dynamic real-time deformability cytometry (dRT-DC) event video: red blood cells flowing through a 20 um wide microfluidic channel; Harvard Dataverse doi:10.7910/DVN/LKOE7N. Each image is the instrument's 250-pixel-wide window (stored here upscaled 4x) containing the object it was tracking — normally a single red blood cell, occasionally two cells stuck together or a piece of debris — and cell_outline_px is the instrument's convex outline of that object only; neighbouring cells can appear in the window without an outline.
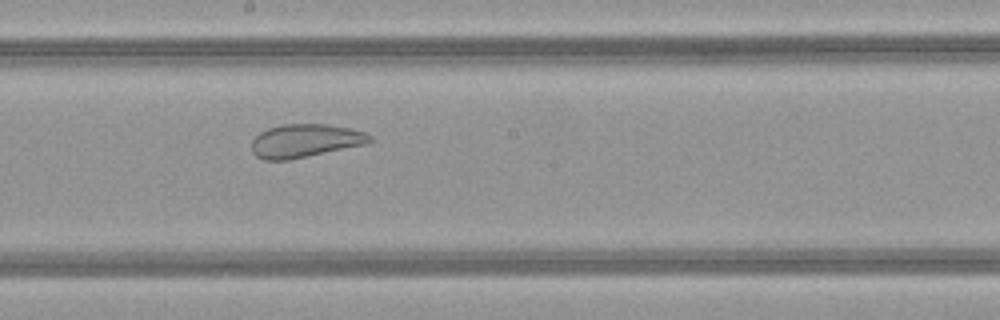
{"species": "common noctule bat (a hibernating species)", "species_latin": "Nyctalus noctula", "temperature_condition": "warm", "stored_images_in_passage": 49, "camera_frame_rate_fps": 3000, "um_per_image_px": 0.085, "animal": {"sex": "female", "body_mass_g": 21.9}, "frame": {"image": 1, "passage_image": 27, "time_ms": 8.667, "image_size_px": [1000, 320], "cell_outline_px": [[372, 140], [368, 144], [288, 160], [264, 160], [256, 156], [252, 152], [252, 140], [260, 132], [268, 128], [280, 124], [328, 124], [352, 128], [364, 132], [372, 136]], "centroid_in_image_um": [25.95, 11.96], "position_along_channel_um": 222.2, "area_um2": 23.12}}
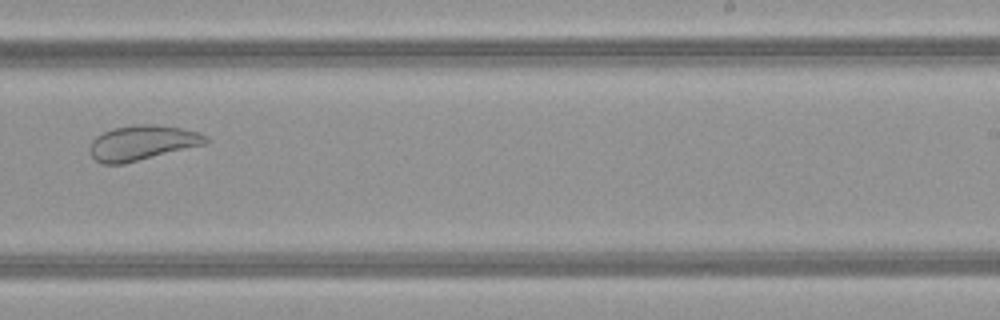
{"frame": {"image": 2, "passage_image": 31, "time_ms": 10.0, "image_size_px": [1000, 320], "cell_outline_px": [[208, 144], [124, 164], [104, 164], [96, 160], [92, 156], [88, 148], [92, 140], [96, 136], [112, 128], [136, 124], [152, 124], [180, 128], [196, 132], [208, 136]], "centroid_in_image_um": [12.09, 12.14], "position_along_channel_um": 276.9, "area_um2": 23.76}}
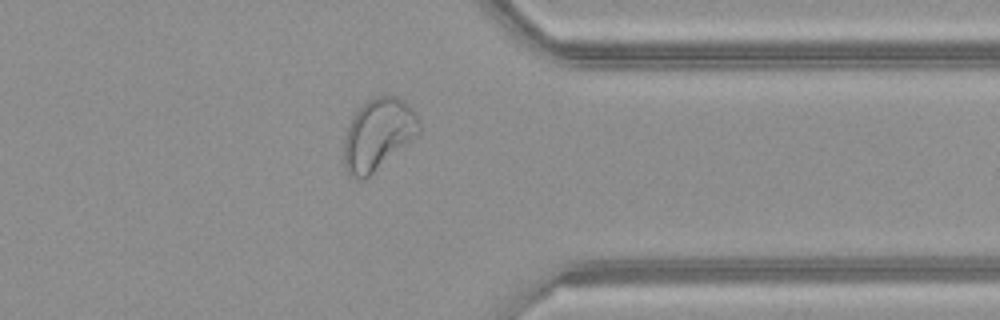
{"frame": {"image": 3, "passage_image": 39, "time_ms": 12.667, "image_size_px": [1000, 320], "cell_outline_px": [[420, 132], [416, 136], [364, 180], [360, 180], [352, 176], [344, 168], [344, 136], [348, 124], [352, 116], [372, 96], [396, 96], [404, 100], [412, 108], [420, 120]], "centroid_in_image_um": [32.13, 11.4], "position_along_channel_um": 379.3, "area_um2": 31.21}}